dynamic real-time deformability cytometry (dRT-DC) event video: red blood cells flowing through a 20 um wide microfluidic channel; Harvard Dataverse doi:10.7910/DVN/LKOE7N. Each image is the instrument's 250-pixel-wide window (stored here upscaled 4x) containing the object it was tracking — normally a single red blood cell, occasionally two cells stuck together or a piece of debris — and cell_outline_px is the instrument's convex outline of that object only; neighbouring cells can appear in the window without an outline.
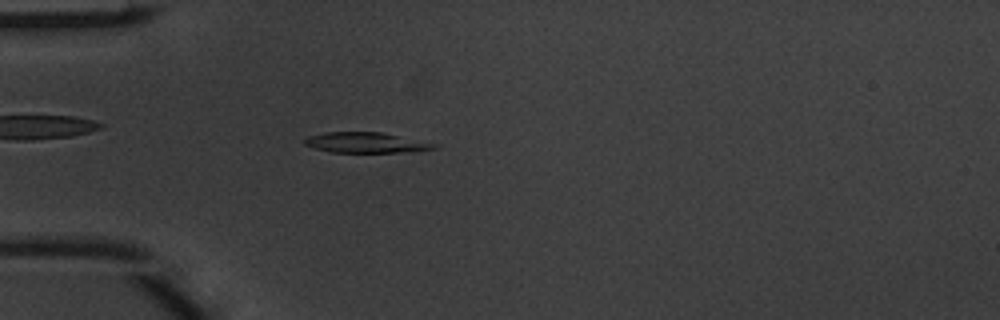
{"species": "common noctule bat (a hibernating species)", "species_latin": "Nyctalus noctula", "temperature_condition": "warm", "stored_images_in_passage": 5, "camera_frame_rate_fps": 3000, "um_per_image_px": 0.085, "animal": {"sex": "male", "body_mass_g": 20.1, "forearm_length_mm": 53.5}, "frame": {"image": 1, "passage_image": 5, "time_ms": 1.333, "image_size_px": [1000, 320], "cell_outline_px": [[440, 144], [436, 148], [400, 152], [332, 152], [316, 148], [304, 144], [300, 140], [308, 136], [324, 132], [380, 132]], "centroid_in_image_um": [31.05, 12.11], "position_along_channel_um": 53.9, "area_um2": 15.32}}